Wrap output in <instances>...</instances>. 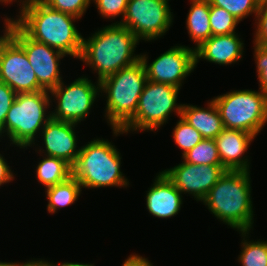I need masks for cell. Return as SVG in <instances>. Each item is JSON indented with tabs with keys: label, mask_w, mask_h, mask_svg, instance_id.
<instances>
[{
	"label": "cell",
	"mask_w": 267,
	"mask_h": 266,
	"mask_svg": "<svg viewBox=\"0 0 267 266\" xmlns=\"http://www.w3.org/2000/svg\"><path fill=\"white\" fill-rule=\"evenodd\" d=\"M19 4L20 15L13 21L30 38L79 59L83 37L74 24L79 18L51 9L41 0H20Z\"/></svg>",
	"instance_id": "cell-1"
},
{
	"label": "cell",
	"mask_w": 267,
	"mask_h": 266,
	"mask_svg": "<svg viewBox=\"0 0 267 266\" xmlns=\"http://www.w3.org/2000/svg\"><path fill=\"white\" fill-rule=\"evenodd\" d=\"M140 41L126 27L112 23L83 38L79 59L98 74L97 81L140 60L134 51ZM134 55V56H133Z\"/></svg>",
	"instance_id": "cell-2"
},
{
	"label": "cell",
	"mask_w": 267,
	"mask_h": 266,
	"mask_svg": "<svg viewBox=\"0 0 267 266\" xmlns=\"http://www.w3.org/2000/svg\"><path fill=\"white\" fill-rule=\"evenodd\" d=\"M250 171H229L220 177L202 201L211 214L239 231L253 228Z\"/></svg>",
	"instance_id": "cell-3"
},
{
	"label": "cell",
	"mask_w": 267,
	"mask_h": 266,
	"mask_svg": "<svg viewBox=\"0 0 267 266\" xmlns=\"http://www.w3.org/2000/svg\"><path fill=\"white\" fill-rule=\"evenodd\" d=\"M121 156L115 145L103 138H94L81 146L72 176L82 188L127 187L128 179L121 172Z\"/></svg>",
	"instance_id": "cell-4"
},
{
	"label": "cell",
	"mask_w": 267,
	"mask_h": 266,
	"mask_svg": "<svg viewBox=\"0 0 267 266\" xmlns=\"http://www.w3.org/2000/svg\"><path fill=\"white\" fill-rule=\"evenodd\" d=\"M146 82L141 60L100 81V93H106L104 117L111 129H121L134 116Z\"/></svg>",
	"instance_id": "cell-5"
},
{
	"label": "cell",
	"mask_w": 267,
	"mask_h": 266,
	"mask_svg": "<svg viewBox=\"0 0 267 266\" xmlns=\"http://www.w3.org/2000/svg\"><path fill=\"white\" fill-rule=\"evenodd\" d=\"M50 98L47 90L17 93L0 130V137L7 135L12 145L22 149L34 146L35 135L39 132L40 136L44 125L52 118L51 111L47 114L52 104Z\"/></svg>",
	"instance_id": "cell-6"
},
{
	"label": "cell",
	"mask_w": 267,
	"mask_h": 266,
	"mask_svg": "<svg viewBox=\"0 0 267 266\" xmlns=\"http://www.w3.org/2000/svg\"><path fill=\"white\" fill-rule=\"evenodd\" d=\"M180 88L147 80L139 97L134 116L121 128L112 129L115 136L134 131H158L172 112L181 117L183 104L176 103Z\"/></svg>",
	"instance_id": "cell-7"
},
{
	"label": "cell",
	"mask_w": 267,
	"mask_h": 266,
	"mask_svg": "<svg viewBox=\"0 0 267 266\" xmlns=\"http://www.w3.org/2000/svg\"><path fill=\"white\" fill-rule=\"evenodd\" d=\"M212 100L224 128L243 130L256 137L267 122V95L260 88L234 90Z\"/></svg>",
	"instance_id": "cell-8"
},
{
	"label": "cell",
	"mask_w": 267,
	"mask_h": 266,
	"mask_svg": "<svg viewBox=\"0 0 267 266\" xmlns=\"http://www.w3.org/2000/svg\"><path fill=\"white\" fill-rule=\"evenodd\" d=\"M169 0H128L121 24L136 38L151 41L162 37L171 27L174 15Z\"/></svg>",
	"instance_id": "cell-9"
},
{
	"label": "cell",
	"mask_w": 267,
	"mask_h": 266,
	"mask_svg": "<svg viewBox=\"0 0 267 266\" xmlns=\"http://www.w3.org/2000/svg\"><path fill=\"white\" fill-rule=\"evenodd\" d=\"M86 76L79 77L65 85L62 81L57 87L49 91L51 100H57L55 110L51 117L56 120L71 123L84 121L100 95V81L93 84ZM98 96V97H97Z\"/></svg>",
	"instance_id": "cell-10"
},
{
	"label": "cell",
	"mask_w": 267,
	"mask_h": 266,
	"mask_svg": "<svg viewBox=\"0 0 267 266\" xmlns=\"http://www.w3.org/2000/svg\"><path fill=\"white\" fill-rule=\"evenodd\" d=\"M8 35L25 51L43 90L50 91L63 81L59 63L65 54L33 40L14 21L10 24Z\"/></svg>",
	"instance_id": "cell-11"
},
{
	"label": "cell",
	"mask_w": 267,
	"mask_h": 266,
	"mask_svg": "<svg viewBox=\"0 0 267 266\" xmlns=\"http://www.w3.org/2000/svg\"><path fill=\"white\" fill-rule=\"evenodd\" d=\"M140 60L144 64L147 80L181 89L183 80L195 69V49L176 45L150 64L144 53L140 54Z\"/></svg>",
	"instance_id": "cell-12"
},
{
	"label": "cell",
	"mask_w": 267,
	"mask_h": 266,
	"mask_svg": "<svg viewBox=\"0 0 267 266\" xmlns=\"http://www.w3.org/2000/svg\"><path fill=\"white\" fill-rule=\"evenodd\" d=\"M0 81L16 93L43 90L25 51L8 34L0 42Z\"/></svg>",
	"instance_id": "cell-13"
},
{
	"label": "cell",
	"mask_w": 267,
	"mask_h": 266,
	"mask_svg": "<svg viewBox=\"0 0 267 266\" xmlns=\"http://www.w3.org/2000/svg\"><path fill=\"white\" fill-rule=\"evenodd\" d=\"M162 172L182 194L188 193L202 202L226 169L223 166L195 165L184 160Z\"/></svg>",
	"instance_id": "cell-14"
},
{
	"label": "cell",
	"mask_w": 267,
	"mask_h": 266,
	"mask_svg": "<svg viewBox=\"0 0 267 266\" xmlns=\"http://www.w3.org/2000/svg\"><path fill=\"white\" fill-rule=\"evenodd\" d=\"M75 126H77L75 123L51 118L41 130L40 134L44 141L42 145H45V149L39 146V153L41 152L45 156L63 159L73 166L80 152V147L77 149L78 139L76 137Z\"/></svg>",
	"instance_id": "cell-15"
},
{
	"label": "cell",
	"mask_w": 267,
	"mask_h": 266,
	"mask_svg": "<svg viewBox=\"0 0 267 266\" xmlns=\"http://www.w3.org/2000/svg\"><path fill=\"white\" fill-rule=\"evenodd\" d=\"M255 136L238 129L224 128L214 139L222 166L229 171H250L244 156Z\"/></svg>",
	"instance_id": "cell-16"
},
{
	"label": "cell",
	"mask_w": 267,
	"mask_h": 266,
	"mask_svg": "<svg viewBox=\"0 0 267 266\" xmlns=\"http://www.w3.org/2000/svg\"><path fill=\"white\" fill-rule=\"evenodd\" d=\"M146 192V207L151 215L166 219L181 210L183 195L162 171Z\"/></svg>",
	"instance_id": "cell-17"
},
{
	"label": "cell",
	"mask_w": 267,
	"mask_h": 266,
	"mask_svg": "<svg viewBox=\"0 0 267 266\" xmlns=\"http://www.w3.org/2000/svg\"><path fill=\"white\" fill-rule=\"evenodd\" d=\"M244 43L238 33L211 36L195 49V67L204 59L219 65H230L241 60Z\"/></svg>",
	"instance_id": "cell-18"
},
{
	"label": "cell",
	"mask_w": 267,
	"mask_h": 266,
	"mask_svg": "<svg viewBox=\"0 0 267 266\" xmlns=\"http://www.w3.org/2000/svg\"><path fill=\"white\" fill-rule=\"evenodd\" d=\"M206 108L183 104L181 117L193 126L205 139H215L224 129L219 111L211 100Z\"/></svg>",
	"instance_id": "cell-19"
},
{
	"label": "cell",
	"mask_w": 267,
	"mask_h": 266,
	"mask_svg": "<svg viewBox=\"0 0 267 266\" xmlns=\"http://www.w3.org/2000/svg\"><path fill=\"white\" fill-rule=\"evenodd\" d=\"M191 8L186 19V28L190 40L195 43L194 49L212 36L210 27V1L190 0Z\"/></svg>",
	"instance_id": "cell-20"
},
{
	"label": "cell",
	"mask_w": 267,
	"mask_h": 266,
	"mask_svg": "<svg viewBox=\"0 0 267 266\" xmlns=\"http://www.w3.org/2000/svg\"><path fill=\"white\" fill-rule=\"evenodd\" d=\"M36 178L45 189L68 180L72 176V166L65 160L44 156L36 167Z\"/></svg>",
	"instance_id": "cell-21"
},
{
	"label": "cell",
	"mask_w": 267,
	"mask_h": 266,
	"mask_svg": "<svg viewBox=\"0 0 267 266\" xmlns=\"http://www.w3.org/2000/svg\"><path fill=\"white\" fill-rule=\"evenodd\" d=\"M45 190L48 200L47 211L54 214L62 207L75 203L82 191V186L76 178L71 176L65 182L48 187Z\"/></svg>",
	"instance_id": "cell-22"
},
{
	"label": "cell",
	"mask_w": 267,
	"mask_h": 266,
	"mask_svg": "<svg viewBox=\"0 0 267 266\" xmlns=\"http://www.w3.org/2000/svg\"><path fill=\"white\" fill-rule=\"evenodd\" d=\"M242 239L241 254L238 262L242 266H267V240L249 241L248 235L250 231H239ZM248 238V239H247Z\"/></svg>",
	"instance_id": "cell-23"
},
{
	"label": "cell",
	"mask_w": 267,
	"mask_h": 266,
	"mask_svg": "<svg viewBox=\"0 0 267 266\" xmlns=\"http://www.w3.org/2000/svg\"><path fill=\"white\" fill-rule=\"evenodd\" d=\"M182 158L195 165L222 166L214 139L204 138Z\"/></svg>",
	"instance_id": "cell-24"
},
{
	"label": "cell",
	"mask_w": 267,
	"mask_h": 266,
	"mask_svg": "<svg viewBox=\"0 0 267 266\" xmlns=\"http://www.w3.org/2000/svg\"><path fill=\"white\" fill-rule=\"evenodd\" d=\"M209 19L212 36L235 33L236 26L240 23L239 20L224 8L213 6L211 4Z\"/></svg>",
	"instance_id": "cell-25"
},
{
	"label": "cell",
	"mask_w": 267,
	"mask_h": 266,
	"mask_svg": "<svg viewBox=\"0 0 267 266\" xmlns=\"http://www.w3.org/2000/svg\"><path fill=\"white\" fill-rule=\"evenodd\" d=\"M172 136L176 145L182 149V156L204 139L202 135L193 126L184 121L182 117H179V121H177L174 127Z\"/></svg>",
	"instance_id": "cell-26"
},
{
	"label": "cell",
	"mask_w": 267,
	"mask_h": 266,
	"mask_svg": "<svg viewBox=\"0 0 267 266\" xmlns=\"http://www.w3.org/2000/svg\"><path fill=\"white\" fill-rule=\"evenodd\" d=\"M213 6L221 7L231 13L237 20L242 21L249 15L256 16L260 0H209Z\"/></svg>",
	"instance_id": "cell-27"
},
{
	"label": "cell",
	"mask_w": 267,
	"mask_h": 266,
	"mask_svg": "<svg viewBox=\"0 0 267 266\" xmlns=\"http://www.w3.org/2000/svg\"><path fill=\"white\" fill-rule=\"evenodd\" d=\"M49 8L82 18L91 0H41Z\"/></svg>",
	"instance_id": "cell-28"
},
{
	"label": "cell",
	"mask_w": 267,
	"mask_h": 266,
	"mask_svg": "<svg viewBox=\"0 0 267 266\" xmlns=\"http://www.w3.org/2000/svg\"><path fill=\"white\" fill-rule=\"evenodd\" d=\"M95 3L99 14L103 18H110V20L118 16L123 19L128 0H91ZM112 18V19H111Z\"/></svg>",
	"instance_id": "cell-29"
},
{
	"label": "cell",
	"mask_w": 267,
	"mask_h": 266,
	"mask_svg": "<svg viewBox=\"0 0 267 266\" xmlns=\"http://www.w3.org/2000/svg\"><path fill=\"white\" fill-rule=\"evenodd\" d=\"M254 45L259 88L267 95V46Z\"/></svg>",
	"instance_id": "cell-30"
},
{
	"label": "cell",
	"mask_w": 267,
	"mask_h": 266,
	"mask_svg": "<svg viewBox=\"0 0 267 266\" xmlns=\"http://www.w3.org/2000/svg\"><path fill=\"white\" fill-rule=\"evenodd\" d=\"M255 19L257 27L253 42L260 46H267V1L261 2Z\"/></svg>",
	"instance_id": "cell-31"
},
{
	"label": "cell",
	"mask_w": 267,
	"mask_h": 266,
	"mask_svg": "<svg viewBox=\"0 0 267 266\" xmlns=\"http://www.w3.org/2000/svg\"><path fill=\"white\" fill-rule=\"evenodd\" d=\"M17 93L7 84L0 81V130L4 126L6 115L15 101Z\"/></svg>",
	"instance_id": "cell-32"
},
{
	"label": "cell",
	"mask_w": 267,
	"mask_h": 266,
	"mask_svg": "<svg viewBox=\"0 0 267 266\" xmlns=\"http://www.w3.org/2000/svg\"><path fill=\"white\" fill-rule=\"evenodd\" d=\"M6 159L0 154V186L14 180V174L8 166Z\"/></svg>",
	"instance_id": "cell-33"
},
{
	"label": "cell",
	"mask_w": 267,
	"mask_h": 266,
	"mask_svg": "<svg viewBox=\"0 0 267 266\" xmlns=\"http://www.w3.org/2000/svg\"><path fill=\"white\" fill-rule=\"evenodd\" d=\"M122 266H153V264L145 257L137 254H131L123 262Z\"/></svg>",
	"instance_id": "cell-34"
},
{
	"label": "cell",
	"mask_w": 267,
	"mask_h": 266,
	"mask_svg": "<svg viewBox=\"0 0 267 266\" xmlns=\"http://www.w3.org/2000/svg\"><path fill=\"white\" fill-rule=\"evenodd\" d=\"M15 266H53V262L52 263H50V261H48V260H42V259H40V260H29V261H27V262H25V263H15Z\"/></svg>",
	"instance_id": "cell-35"
},
{
	"label": "cell",
	"mask_w": 267,
	"mask_h": 266,
	"mask_svg": "<svg viewBox=\"0 0 267 266\" xmlns=\"http://www.w3.org/2000/svg\"><path fill=\"white\" fill-rule=\"evenodd\" d=\"M4 24H5V26H4V31H3V36L1 35L0 36V42L5 38V36L8 34V31H9V27H10V24H11V22L13 21V18H8V17H6V19H4Z\"/></svg>",
	"instance_id": "cell-36"
},
{
	"label": "cell",
	"mask_w": 267,
	"mask_h": 266,
	"mask_svg": "<svg viewBox=\"0 0 267 266\" xmlns=\"http://www.w3.org/2000/svg\"><path fill=\"white\" fill-rule=\"evenodd\" d=\"M53 266H94V264H85V263H72V262H63L62 264H54L53 263Z\"/></svg>",
	"instance_id": "cell-37"
},
{
	"label": "cell",
	"mask_w": 267,
	"mask_h": 266,
	"mask_svg": "<svg viewBox=\"0 0 267 266\" xmlns=\"http://www.w3.org/2000/svg\"><path fill=\"white\" fill-rule=\"evenodd\" d=\"M0 266H15V262H2L0 261Z\"/></svg>",
	"instance_id": "cell-38"
},
{
	"label": "cell",
	"mask_w": 267,
	"mask_h": 266,
	"mask_svg": "<svg viewBox=\"0 0 267 266\" xmlns=\"http://www.w3.org/2000/svg\"><path fill=\"white\" fill-rule=\"evenodd\" d=\"M13 1H17V0H0V3L2 2V3H4V4H10V3H13Z\"/></svg>",
	"instance_id": "cell-39"
}]
</instances>
